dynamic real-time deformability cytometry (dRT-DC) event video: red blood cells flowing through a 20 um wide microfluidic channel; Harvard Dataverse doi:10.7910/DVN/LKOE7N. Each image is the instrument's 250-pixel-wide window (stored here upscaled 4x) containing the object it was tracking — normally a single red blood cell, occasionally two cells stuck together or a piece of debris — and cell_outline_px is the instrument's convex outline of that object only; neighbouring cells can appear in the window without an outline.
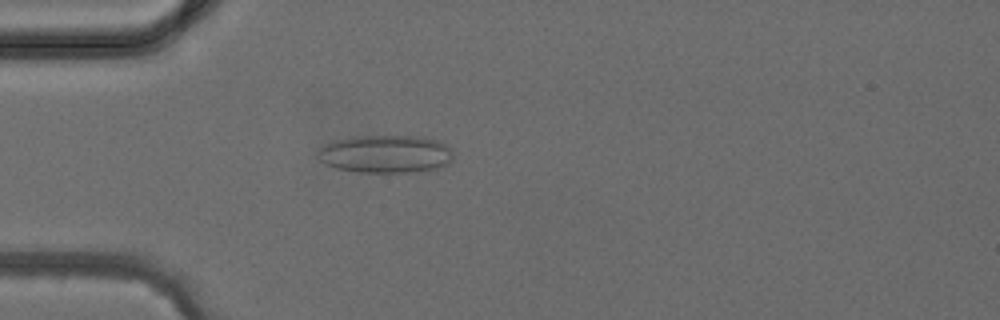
{"species": "common noctule bat (a hibernating species)", "species_latin": "Nyctalus noctula", "temperature_condition": "cold", "stored_images_in_passage": 4, "camera_frame_rate_fps": 3000, "um_per_image_px": 0.085, "animal": {"sex": "female", "body_mass_g": 24.6, "forearm_length_mm": 56.2}, "frame": {"image": 1, "passage_image": 4, "time_ms": 3.667, "image_size_px": [1000, 320], "cell_outline_px": [[452, 160], [448, 164], [436, 168], [412, 172], [360, 172], [336, 168], [324, 164], [320, 160], [316, 152], [324, 144], [336, 140], [356, 136], [424, 136], [436, 140], [452, 148]], "centroid_in_image_um": [32.77, 13.08], "position_along_channel_um": 52.2, "area_um2": 30.0}}